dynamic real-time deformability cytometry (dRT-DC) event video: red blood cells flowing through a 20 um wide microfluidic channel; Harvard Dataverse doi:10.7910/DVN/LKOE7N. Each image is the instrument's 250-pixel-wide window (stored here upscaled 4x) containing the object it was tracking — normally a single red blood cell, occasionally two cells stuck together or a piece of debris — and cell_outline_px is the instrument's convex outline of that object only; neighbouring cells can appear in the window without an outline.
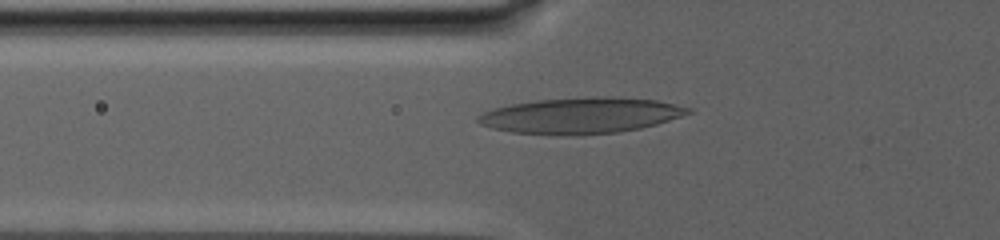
{"species": "human", "species_latin": "Homo sapiens", "temperature_condition": "warm", "stored_images_in_passage": 15, "camera_frame_rate_fps": 3000, "um_per_image_px": 0.085, "donor": {"sex": "male"}, "frame": {"image": 1, "passage_image": 13, "time_ms": 11.0, "image_size_px": [1000, 240], "cell_outline_px": [[692, 112], [656, 124], [640, 128], [616, 132], [576, 136], [512, 132], [492, 128], [480, 124], [476, 120], [476, 116], [492, 108], [512, 104], [536, 100], [592, 96], [612, 96], [656, 100], [692, 108]], "centroid_in_image_um": [49.34, 9.81], "position_along_channel_um": 76.5, "area_um2": 44.04}}
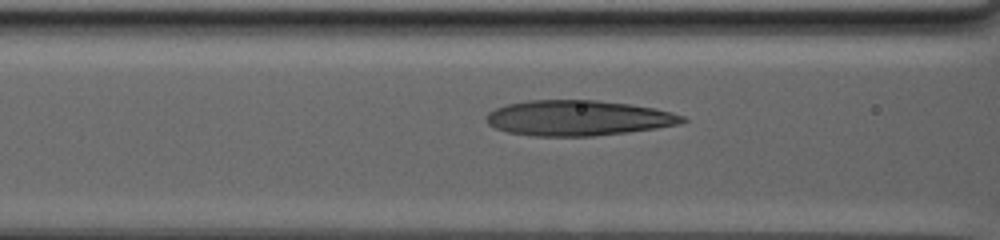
{"frame": {"image": 2, "passage_image": 15, "time_ms": 12.667, "image_size_px": [1000, 240], "cell_outline_px": [[688, 120], [680, 124], [656, 128], [628, 132], [592, 136], [532, 136], [508, 132], [496, 128], [488, 124], [484, 120], [484, 116], [488, 112], [496, 108], [508, 104], [528, 100], [596, 100], [628, 104], [656, 108], [672, 112], [684, 116]], "centroid_in_image_um": [49.13, 10.03], "position_along_channel_um": 117.5, "area_um2": 40.58}}